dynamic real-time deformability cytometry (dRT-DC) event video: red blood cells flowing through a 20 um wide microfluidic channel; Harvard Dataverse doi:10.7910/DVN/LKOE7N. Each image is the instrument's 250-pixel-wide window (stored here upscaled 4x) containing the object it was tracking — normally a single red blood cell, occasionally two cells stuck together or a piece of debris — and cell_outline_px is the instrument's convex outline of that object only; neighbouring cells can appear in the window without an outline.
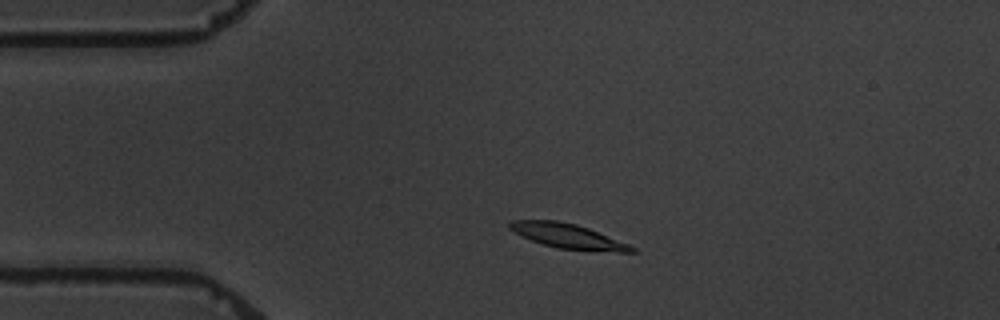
{"species": "common noctule bat (a hibernating species)", "species_latin": "Nyctalus noctula", "temperature_condition": "warm", "stored_images_in_passage": 4, "camera_frame_rate_fps": 3000, "um_per_image_px": 0.085, "animal": {"sex": "male", "body_mass_g": 19.5, "forearm_length_mm": 54.6}, "frame": {"image": 1, "passage_image": 3, "time_ms": 2.333, "image_size_px": [1000, 320], "cell_outline_px": [[640, 252], [616, 252], [556, 248], [532, 240], [508, 228], [508, 224], [512, 220], [556, 220], [576, 224], [588, 228], [628, 244], [636, 248]], "centroid_in_image_um": [48.3, 20.07], "position_along_channel_um": 36.7, "area_um2": 17.28}}